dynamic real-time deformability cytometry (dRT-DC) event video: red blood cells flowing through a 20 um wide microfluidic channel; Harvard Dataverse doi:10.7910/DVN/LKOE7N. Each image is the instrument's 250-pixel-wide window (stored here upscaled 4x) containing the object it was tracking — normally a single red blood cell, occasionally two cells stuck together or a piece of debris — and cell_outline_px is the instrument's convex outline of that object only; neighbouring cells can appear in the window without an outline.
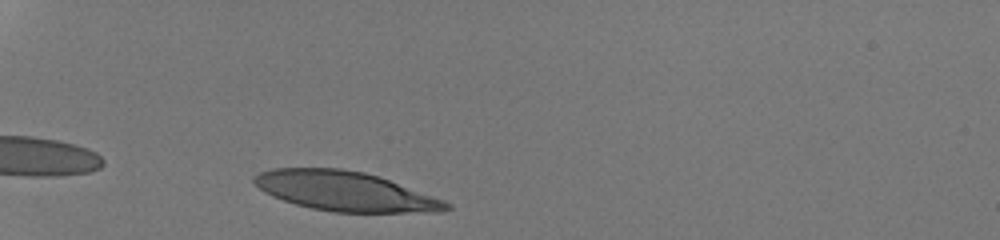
{"species": "human", "species_latin": "Homo sapiens", "temperature_condition": "room temperature", "stored_images_in_passage": 29, "camera_frame_rate_fps": 3000, "um_per_image_px": 0.085, "donor": {"sex": "male"}, "frame": {"image": 1, "passage_image": 1, "time_ms": 0.0, "image_size_px": [1000, 240], "cell_outline_px": [[452, 208], [440, 212], [332, 212], [312, 208], [296, 204], [272, 196], [264, 192], [252, 180], [252, 176], [260, 172], [272, 168], [340, 168], [364, 172], [388, 180], [444, 200], [452, 204]], "centroid_in_image_um": [29.31, 16.25], "position_along_channel_um": 55.7, "area_um2": 43.93}}
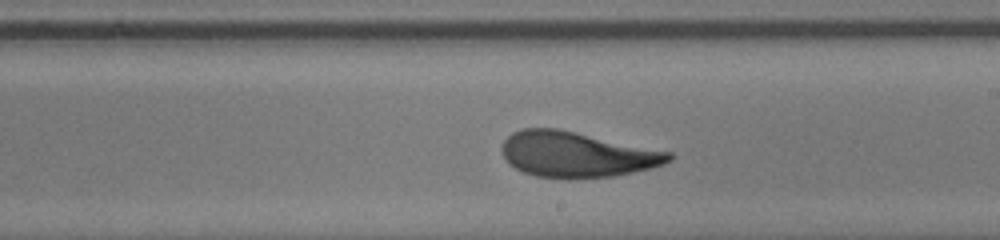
{"frame": {"image": 2, "passage_image": 17, "time_ms": 5.333, "image_size_px": [1000, 240], "cell_outline_px": [[672, 160], [664, 164], [632, 172], [612, 176], [536, 176], [524, 172], [508, 164], [500, 148], [504, 140], [512, 132], [524, 128], [556, 128], [672, 152]], "centroid_in_image_um": [49.0, 13.09], "position_along_channel_um": 240.0, "area_um2": 43.29}}
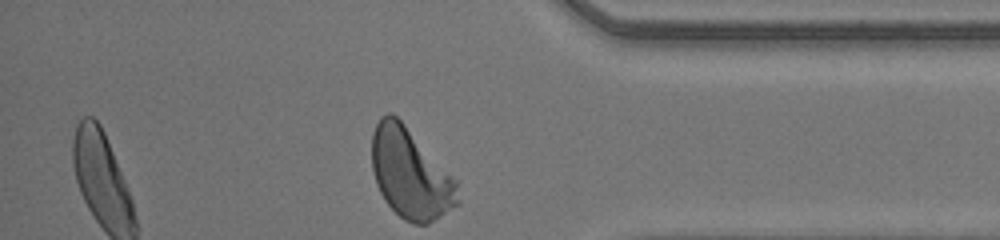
{"frame": {"image": 3, "passage_image": 29, "time_ms": 9.333, "image_size_px": [1000, 240], "cell_outline_px": [[460, 204], [428, 224], [412, 224], [404, 220], [384, 200], [376, 184], [372, 168], [372, 132], [380, 116], [388, 112], [392, 112], [404, 124], [456, 180], [460, 200]], "centroid_in_image_um": [34.87, 14.78], "position_along_channel_um": 400.3, "area_um2": 44.91}, "authors_computed_cell_mechanics": {"area_um2": 44.3326, "velocity_mm_per_s": 4.233, "shape_relaxation_time_tau1_ms": 4.0196, "shape_relaxation_time_tau2_ms": 0.8139, "deformation_change_tau1": 0.2163, "deformation_change_tau2": 0.07}}